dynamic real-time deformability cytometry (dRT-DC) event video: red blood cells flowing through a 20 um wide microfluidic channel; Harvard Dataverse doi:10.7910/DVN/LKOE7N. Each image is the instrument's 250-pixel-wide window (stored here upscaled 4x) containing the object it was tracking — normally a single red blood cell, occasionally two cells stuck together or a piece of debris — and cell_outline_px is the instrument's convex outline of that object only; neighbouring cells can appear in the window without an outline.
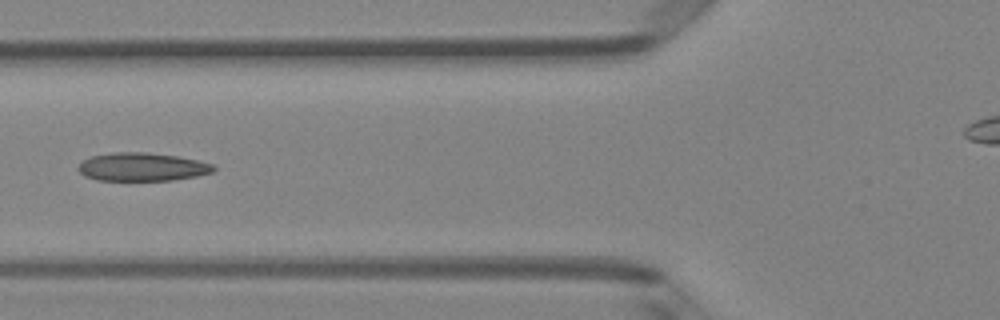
{"species": "Egyptian fruit bat (a non-hibernating species)", "species_latin": "Rousettus aegyptiacus", "temperature_condition": "room temperature", "stored_images_in_passage": 7, "camera_frame_rate_fps": 3000, "um_per_image_px": 0.085, "animal": {"sex": "female"}, "frame": {"image": 1, "passage_image": 6, "time_ms": 1.667, "image_size_px": [1000, 320], "cell_outline_px": [[216, 168], [212, 172], [196, 176], [172, 180], [96, 180], [84, 176], [76, 168], [84, 160], [92, 156], [112, 152], [148, 152], [176, 156], [196, 160], [212, 164]], "centroid_in_image_um": [12.05, 14.18], "position_along_channel_um": 113.7, "area_um2": 22.2}}
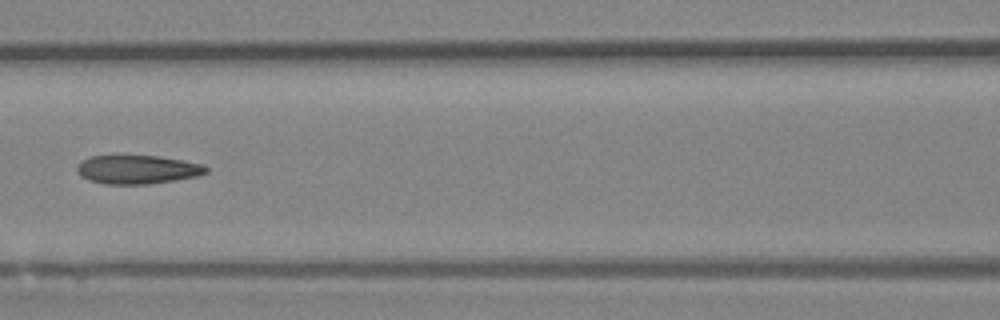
{"frame": {"image": 2, "passage_image": 7, "time_ms": 2.0, "image_size_px": [1000, 320], "cell_outline_px": [[208, 172], [196, 176], [148, 184], [104, 184], [88, 180], [80, 176], [76, 172], [76, 168], [88, 156], [160, 156], [204, 164], [208, 168]], "centroid_in_image_um": [11.67, 14.41], "position_along_channel_um": 154.9, "area_um2": 21.5}}